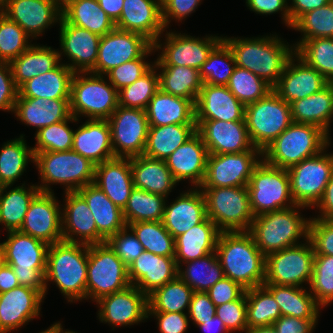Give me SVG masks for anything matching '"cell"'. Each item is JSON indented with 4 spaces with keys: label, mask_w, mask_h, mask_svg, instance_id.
Masks as SVG:
<instances>
[{
    "label": "cell",
    "mask_w": 333,
    "mask_h": 333,
    "mask_svg": "<svg viewBox=\"0 0 333 333\" xmlns=\"http://www.w3.org/2000/svg\"><path fill=\"white\" fill-rule=\"evenodd\" d=\"M243 333H276L273 326L247 328Z\"/></svg>",
    "instance_id": "77"
},
{
    "label": "cell",
    "mask_w": 333,
    "mask_h": 333,
    "mask_svg": "<svg viewBox=\"0 0 333 333\" xmlns=\"http://www.w3.org/2000/svg\"><path fill=\"white\" fill-rule=\"evenodd\" d=\"M309 290L316 303L326 308L333 303V256L315 254Z\"/></svg>",
    "instance_id": "59"
},
{
    "label": "cell",
    "mask_w": 333,
    "mask_h": 333,
    "mask_svg": "<svg viewBox=\"0 0 333 333\" xmlns=\"http://www.w3.org/2000/svg\"><path fill=\"white\" fill-rule=\"evenodd\" d=\"M168 203V204H167ZM207 218L206 200L200 188L182 191L172 202L166 200L162 223L174 239Z\"/></svg>",
    "instance_id": "26"
},
{
    "label": "cell",
    "mask_w": 333,
    "mask_h": 333,
    "mask_svg": "<svg viewBox=\"0 0 333 333\" xmlns=\"http://www.w3.org/2000/svg\"><path fill=\"white\" fill-rule=\"evenodd\" d=\"M197 327L200 328V330H202L204 333H214L215 331L218 333H229L225 328L222 320L219 319L216 315L212 317V319H208Z\"/></svg>",
    "instance_id": "76"
},
{
    "label": "cell",
    "mask_w": 333,
    "mask_h": 333,
    "mask_svg": "<svg viewBox=\"0 0 333 333\" xmlns=\"http://www.w3.org/2000/svg\"><path fill=\"white\" fill-rule=\"evenodd\" d=\"M159 75V88L171 95L196 103L203 82L199 70L176 65H154Z\"/></svg>",
    "instance_id": "45"
},
{
    "label": "cell",
    "mask_w": 333,
    "mask_h": 333,
    "mask_svg": "<svg viewBox=\"0 0 333 333\" xmlns=\"http://www.w3.org/2000/svg\"><path fill=\"white\" fill-rule=\"evenodd\" d=\"M61 206L54 192H39L31 201L19 231L48 245L62 241Z\"/></svg>",
    "instance_id": "20"
},
{
    "label": "cell",
    "mask_w": 333,
    "mask_h": 333,
    "mask_svg": "<svg viewBox=\"0 0 333 333\" xmlns=\"http://www.w3.org/2000/svg\"><path fill=\"white\" fill-rule=\"evenodd\" d=\"M167 198L134 188L123 209L126 225L141 221H162Z\"/></svg>",
    "instance_id": "51"
},
{
    "label": "cell",
    "mask_w": 333,
    "mask_h": 333,
    "mask_svg": "<svg viewBox=\"0 0 333 333\" xmlns=\"http://www.w3.org/2000/svg\"><path fill=\"white\" fill-rule=\"evenodd\" d=\"M12 187L3 186L0 190V225L6 232L20 230L31 201L40 192L36 183L26 186L23 182Z\"/></svg>",
    "instance_id": "43"
},
{
    "label": "cell",
    "mask_w": 333,
    "mask_h": 333,
    "mask_svg": "<svg viewBox=\"0 0 333 333\" xmlns=\"http://www.w3.org/2000/svg\"><path fill=\"white\" fill-rule=\"evenodd\" d=\"M149 126L196 125L195 104L188 99L156 91L146 108Z\"/></svg>",
    "instance_id": "37"
},
{
    "label": "cell",
    "mask_w": 333,
    "mask_h": 333,
    "mask_svg": "<svg viewBox=\"0 0 333 333\" xmlns=\"http://www.w3.org/2000/svg\"><path fill=\"white\" fill-rule=\"evenodd\" d=\"M61 63L58 49L51 46L33 44L10 62L15 85L19 89L25 82L47 73Z\"/></svg>",
    "instance_id": "40"
},
{
    "label": "cell",
    "mask_w": 333,
    "mask_h": 333,
    "mask_svg": "<svg viewBox=\"0 0 333 333\" xmlns=\"http://www.w3.org/2000/svg\"><path fill=\"white\" fill-rule=\"evenodd\" d=\"M128 267L144 251L133 231L126 226L106 241Z\"/></svg>",
    "instance_id": "63"
},
{
    "label": "cell",
    "mask_w": 333,
    "mask_h": 333,
    "mask_svg": "<svg viewBox=\"0 0 333 333\" xmlns=\"http://www.w3.org/2000/svg\"><path fill=\"white\" fill-rule=\"evenodd\" d=\"M79 122L73 115L64 121L39 129L35 133L34 155L40 152H60L72 149L74 130L70 123Z\"/></svg>",
    "instance_id": "55"
},
{
    "label": "cell",
    "mask_w": 333,
    "mask_h": 333,
    "mask_svg": "<svg viewBox=\"0 0 333 333\" xmlns=\"http://www.w3.org/2000/svg\"><path fill=\"white\" fill-rule=\"evenodd\" d=\"M18 94L10 63L0 62V110L13 114Z\"/></svg>",
    "instance_id": "66"
},
{
    "label": "cell",
    "mask_w": 333,
    "mask_h": 333,
    "mask_svg": "<svg viewBox=\"0 0 333 333\" xmlns=\"http://www.w3.org/2000/svg\"><path fill=\"white\" fill-rule=\"evenodd\" d=\"M178 276V266L174 257L156 255L143 251L128 266L131 285L147 296Z\"/></svg>",
    "instance_id": "28"
},
{
    "label": "cell",
    "mask_w": 333,
    "mask_h": 333,
    "mask_svg": "<svg viewBox=\"0 0 333 333\" xmlns=\"http://www.w3.org/2000/svg\"><path fill=\"white\" fill-rule=\"evenodd\" d=\"M273 295L282 316L300 319H319L321 307L307 287H296L276 284H263ZM307 289V290H306Z\"/></svg>",
    "instance_id": "44"
},
{
    "label": "cell",
    "mask_w": 333,
    "mask_h": 333,
    "mask_svg": "<svg viewBox=\"0 0 333 333\" xmlns=\"http://www.w3.org/2000/svg\"><path fill=\"white\" fill-rule=\"evenodd\" d=\"M63 192V240L86 245L97 244V227L87 202L77 191Z\"/></svg>",
    "instance_id": "31"
},
{
    "label": "cell",
    "mask_w": 333,
    "mask_h": 333,
    "mask_svg": "<svg viewBox=\"0 0 333 333\" xmlns=\"http://www.w3.org/2000/svg\"><path fill=\"white\" fill-rule=\"evenodd\" d=\"M245 107L227 86L203 83L195 103V120L245 121Z\"/></svg>",
    "instance_id": "30"
},
{
    "label": "cell",
    "mask_w": 333,
    "mask_h": 333,
    "mask_svg": "<svg viewBox=\"0 0 333 333\" xmlns=\"http://www.w3.org/2000/svg\"><path fill=\"white\" fill-rule=\"evenodd\" d=\"M314 208H316V212L319 211L318 213L320 214L315 215V217L312 216L311 218H319L322 220H333V172L326 185L323 197Z\"/></svg>",
    "instance_id": "73"
},
{
    "label": "cell",
    "mask_w": 333,
    "mask_h": 333,
    "mask_svg": "<svg viewBox=\"0 0 333 333\" xmlns=\"http://www.w3.org/2000/svg\"><path fill=\"white\" fill-rule=\"evenodd\" d=\"M97 1L101 9H103L114 22H116L120 18L124 0H97Z\"/></svg>",
    "instance_id": "75"
},
{
    "label": "cell",
    "mask_w": 333,
    "mask_h": 333,
    "mask_svg": "<svg viewBox=\"0 0 333 333\" xmlns=\"http://www.w3.org/2000/svg\"><path fill=\"white\" fill-rule=\"evenodd\" d=\"M209 154H234L260 150L250 141L246 121L195 120Z\"/></svg>",
    "instance_id": "23"
},
{
    "label": "cell",
    "mask_w": 333,
    "mask_h": 333,
    "mask_svg": "<svg viewBox=\"0 0 333 333\" xmlns=\"http://www.w3.org/2000/svg\"><path fill=\"white\" fill-rule=\"evenodd\" d=\"M38 333H53V324H51V326L45 329L44 331L42 330L41 332Z\"/></svg>",
    "instance_id": "80"
},
{
    "label": "cell",
    "mask_w": 333,
    "mask_h": 333,
    "mask_svg": "<svg viewBox=\"0 0 333 333\" xmlns=\"http://www.w3.org/2000/svg\"><path fill=\"white\" fill-rule=\"evenodd\" d=\"M115 28L141 34L153 44L165 32L161 0H124Z\"/></svg>",
    "instance_id": "29"
},
{
    "label": "cell",
    "mask_w": 333,
    "mask_h": 333,
    "mask_svg": "<svg viewBox=\"0 0 333 333\" xmlns=\"http://www.w3.org/2000/svg\"><path fill=\"white\" fill-rule=\"evenodd\" d=\"M152 45L141 34L114 28L101 36L96 65L90 73L105 75L125 62L140 58Z\"/></svg>",
    "instance_id": "19"
},
{
    "label": "cell",
    "mask_w": 333,
    "mask_h": 333,
    "mask_svg": "<svg viewBox=\"0 0 333 333\" xmlns=\"http://www.w3.org/2000/svg\"><path fill=\"white\" fill-rule=\"evenodd\" d=\"M199 188L206 200L207 217L220 232L250 230L254 215L246 186Z\"/></svg>",
    "instance_id": "9"
},
{
    "label": "cell",
    "mask_w": 333,
    "mask_h": 333,
    "mask_svg": "<svg viewBox=\"0 0 333 333\" xmlns=\"http://www.w3.org/2000/svg\"><path fill=\"white\" fill-rule=\"evenodd\" d=\"M97 304V318L101 323L116 327H129L148 320V296L134 285L101 297Z\"/></svg>",
    "instance_id": "18"
},
{
    "label": "cell",
    "mask_w": 333,
    "mask_h": 333,
    "mask_svg": "<svg viewBox=\"0 0 333 333\" xmlns=\"http://www.w3.org/2000/svg\"><path fill=\"white\" fill-rule=\"evenodd\" d=\"M261 150L234 154H209L206 173L199 187L247 186L253 170L262 160Z\"/></svg>",
    "instance_id": "17"
},
{
    "label": "cell",
    "mask_w": 333,
    "mask_h": 333,
    "mask_svg": "<svg viewBox=\"0 0 333 333\" xmlns=\"http://www.w3.org/2000/svg\"><path fill=\"white\" fill-rule=\"evenodd\" d=\"M88 245L59 241L49 245L45 272V297L52 282L68 303L86 300Z\"/></svg>",
    "instance_id": "3"
},
{
    "label": "cell",
    "mask_w": 333,
    "mask_h": 333,
    "mask_svg": "<svg viewBox=\"0 0 333 333\" xmlns=\"http://www.w3.org/2000/svg\"><path fill=\"white\" fill-rule=\"evenodd\" d=\"M158 89L159 75L153 65L138 80L118 91L119 105L146 110L149 101Z\"/></svg>",
    "instance_id": "56"
},
{
    "label": "cell",
    "mask_w": 333,
    "mask_h": 333,
    "mask_svg": "<svg viewBox=\"0 0 333 333\" xmlns=\"http://www.w3.org/2000/svg\"><path fill=\"white\" fill-rule=\"evenodd\" d=\"M246 289L239 283L232 281L230 278L223 277L216 282L206 293L215 306L239 299Z\"/></svg>",
    "instance_id": "67"
},
{
    "label": "cell",
    "mask_w": 333,
    "mask_h": 333,
    "mask_svg": "<svg viewBox=\"0 0 333 333\" xmlns=\"http://www.w3.org/2000/svg\"><path fill=\"white\" fill-rule=\"evenodd\" d=\"M309 240L313 244L315 254L333 256V220L311 218Z\"/></svg>",
    "instance_id": "64"
},
{
    "label": "cell",
    "mask_w": 333,
    "mask_h": 333,
    "mask_svg": "<svg viewBox=\"0 0 333 333\" xmlns=\"http://www.w3.org/2000/svg\"><path fill=\"white\" fill-rule=\"evenodd\" d=\"M178 276L194 292H206L224 277V273L216 252H214L180 264L178 266Z\"/></svg>",
    "instance_id": "48"
},
{
    "label": "cell",
    "mask_w": 333,
    "mask_h": 333,
    "mask_svg": "<svg viewBox=\"0 0 333 333\" xmlns=\"http://www.w3.org/2000/svg\"><path fill=\"white\" fill-rule=\"evenodd\" d=\"M73 151L97 165L114 158L108 120L87 119L75 130Z\"/></svg>",
    "instance_id": "33"
},
{
    "label": "cell",
    "mask_w": 333,
    "mask_h": 333,
    "mask_svg": "<svg viewBox=\"0 0 333 333\" xmlns=\"http://www.w3.org/2000/svg\"><path fill=\"white\" fill-rule=\"evenodd\" d=\"M153 53L155 50L152 45L140 58L125 62L111 69L104 76L119 91L138 80L153 66L154 62L146 61Z\"/></svg>",
    "instance_id": "61"
},
{
    "label": "cell",
    "mask_w": 333,
    "mask_h": 333,
    "mask_svg": "<svg viewBox=\"0 0 333 333\" xmlns=\"http://www.w3.org/2000/svg\"><path fill=\"white\" fill-rule=\"evenodd\" d=\"M283 39L277 33L250 38L222 37L232 51L236 66L248 69L272 88L295 54L294 44Z\"/></svg>",
    "instance_id": "1"
},
{
    "label": "cell",
    "mask_w": 333,
    "mask_h": 333,
    "mask_svg": "<svg viewBox=\"0 0 333 333\" xmlns=\"http://www.w3.org/2000/svg\"><path fill=\"white\" fill-rule=\"evenodd\" d=\"M196 132V125L170 124L149 126L143 155L166 160Z\"/></svg>",
    "instance_id": "46"
},
{
    "label": "cell",
    "mask_w": 333,
    "mask_h": 333,
    "mask_svg": "<svg viewBox=\"0 0 333 333\" xmlns=\"http://www.w3.org/2000/svg\"><path fill=\"white\" fill-rule=\"evenodd\" d=\"M63 329L64 327H62V323L60 321L53 323V333H77V331L69 329L63 330Z\"/></svg>",
    "instance_id": "78"
},
{
    "label": "cell",
    "mask_w": 333,
    "mask_h": 333,
    "mask_svg": "<svg viewBox=\"0 0 333 333\" xmlns=\"http://www.w3.org/2000/svg\"><path fill=\"white\" fill-rule=\"evenodd\" d=\"M203 0H161V17L165 29L174 20L177 23L194 13Z\"/></svg>",
    "instance_id": "65"
},
{
    "label": "cell",
    "mask_w": 333,
    "mask_h": 333,
    "mask_svg": "<svg viewBox=\"0 0 333 333\" xmlns=\"http://www.w3.org/2000/svg\"><path fill=\"white\" fill-rule=\"evenodd\" d=\"M329 82L296 54L288 61L273 91L288 104L311 96Z\"/></svg>",
    "instance_id": "25"
},
{
    "label": "cell",
    "mask_w": 333,
    "mask_h": 333,
    "mask_svg": "<svg viewBox=\"0 0 333 333\" xmlns=\"http://www.w3.org/2000/svg\"><path fill=\"white\" fill-rule=\"evenodd\" d=\"M219 234L220 231L215 223L207 217L201 223L176 237L174 239V258L177 266L204 257L209 253H214Z\"/></svg>",
    "instance_id": "38"
},
{
    "label": "cell",
    "mask_w": 333,
    "mask_h": 333,
    "mask_svg": "<svg viewBox=\"0 0 333 333\" xmlns=\"http://www.w3.org/2000/svg\"><path fill=\"white\" fill-rule=\"evenodd\" d=\"M127 226L145 251L166 257L175 256L174 237L165 229L162 221H141Z\"/></svg>",
    "instance_id": "53"
},
{
    "label": "cell",
    "mask_w": 333,
    "mask_h": 333,
    "mask_svg": "<svg viewBox=\"0 0 333 333\" xmlns=\"http://www.w3.org/2000/svg\"><path fill=\"white\" fill-rule=\"evenodd\" d=\"M245 106L264 98L273 88L256 74L236 66L226 85Z\"/></svg>",
    "instance_id": "57"
},
{
    "label": "cell",
    "mask_w": 333,
    "mask_h": 333,
    "mask_svg": "<svg viewBox=\"0 0 333 333\" xmlns=\"http://www.w3.org/2000/svg\"><path fill=\"white\" fill-rule=\"evenodd\" d=\"M108 123L115 157L132 158L143 155L149 129L146 110L119 105Z\"/></svg>",
    "instance_id": "16"
},
{
    "label": "cell",
    "mask_w": 333,
    "mask_h": 333,
    "mask_svg": "<svg viewBox=\"0 0 333 333\" xmlns=\"http://www.w3.org/2000/svg\"><path fill=\"white\" fill-rule=\"evenodd\" d=\"M305 208L309 209L295 205L254 217L249 232L265 256L309 239L311 216L305 218V215L303 216L300 212Z\"/></svg>",
    "instance_id": "4"
},
{
    "label": "cell",
    "mask_w": 333,
    "mask_h": 333,
    "mask_svg": "<svg viewBox=\"0 0 333 333\" xmlns=\"http://www.w3.org/2000/svg\"><path fill=\"white\" fill-rule=\"evenodd\" d=\"M162 36H165V39ZM222 37L216 34L195 37L165 29V35L162 34L153 43L155 52L160 53L153 65H176L200 70L209 53L222 40Z\"/></svg>",
    "instance_id": "13"
},
{
    "label": "cell",
    "mask_w": 333,
    "mask_h": 333,
    "mask_svg": "<svg viewBox=\"0 0 333 333\" xmlns=\"http://www.w3.org/2000/svg\"><path fill=\"white\" fill-rule=\"evenodd\" d=\"M215 315L222 320L229 333H243L248 328L246 291L239 299L216 306Z\"/></svg>",
    "instance_id": "62"
},
{
    "label": "cell",
    "mask_w": 333,
    "mask_h": 333,
    "mask_svg": "<svg viewBox=\"0 0 333 333\" xmlns=\"http://www.w3.org/2000/svg\"><path fill=\"white\" fill-rule=\"evenodd\" d=\"M45 297L36 289L18 286L0 294V333L19 331L40 316Z\"/></svg>",
    "instance_id": "24"
},
{
    "label": "cell",
    "mask_w": 333,
    "mask_h": 333,
    "mask_svg": "<svg viewBox=\"0 0 333 333\" xmlns=\"http://www.w3.org/2000/svg\"><path fill=\"white\" fill-rule=\"evenodd\" d=\"M62 18L69 24L104 36L115 28V22L101 9L97 0H64Z\"/></svg>",
    "instance_id": "42"
},
{
    "label": "cell",
    "mask_w": 333,
    "mask_h": 333,
    "mask_svg": "<svg viewBox=\"0 0 333 333\" xmlns=\"http://www.w3.org/2000/svg\"><path fill=\"white\" fill-rule=\"evenodd\" d=\"M315 251L308 239L266 256L265 283L304 287L310 285Z\"/></svg>",
    "instance_id": "15"
},
{
    "label": "cell",
    "mask_w": 333,
    "mask_h": 333,
    "mask_svg": "<svg viewBox=\"0 0 333 333\" xmlns=\"http://www.w3.org/2000/svg\"><path fill=\"white\" fill-rule=\"evenodd\" d=\"M33 40L6 15L0 17V62L10 63L31 45Z\"/></svg>",
    "instance_id": "60"
},
{
    "label": "cell",
    "mask_w": 333,
    "mask_h": 333,
    "mask_svg": "<svg viewBox=\"0 0 333 333\" xmlns=\"http://www.w3.org/2000/svg\"><path fill=\"white\" fill-rule=\"evenodd\" d=\"M1 242L4 262L10 265L22 286L38 290L45 297V272L49 245L18 231L7 232Z\"/></svg>",
    "instance_id": "7"
},
{
    "label": "cell",
    "mask_w": 333,
    "mask_h": 333,
    "mask_svg": "<svg viewBox=\"0 0 333 333\" xmlns=\"http://www.w3.org/2000/svg\"><path fill=\"white\" fill-rule=\"evenodd\" d=\"M93 184L123 210L134 189L130 158L114 157L95 165Z\"/></svg>",
    "instance_id": "32"
},
{
    "label": "cell",
    "mask_w": 333,
    "mask_h": 333,
    "mask_svg": "<svg viewBox=\"0 0 333 333\" xmlns=\"http://www.w3.org/2000/svg\"><path fill=\"white\" fill-rule=\"evenodd\" d=\"M330 146L331 143L319 154L287 169L291 195L296 205L314 209L323 197L333 172V153L327 152Z\"/></svg>",
    "instance_id": "14"
},
{
    "label": "cell",
    "mask_w": 333,
    "mask_h": 333,
    "mask_svg": "<svg viewBox=\"0 0 333 333\" xmlns=\"http://www.w3.org/2000/svg\"><path fill=\"white\" fill-rule=\"evenodd\" d=\"M20 286L17 276L10 265L3 264L0 267V294Z\"/></svg>",
    "instance_id": "74"
},
{
    "label": "cell",
    "mask_w": 333,
    "mask_h": 333,
    "mask_svg": "<svg viewBox=\"0 0 333 333\" xmlns=\"http://www.w3.org/2000/svg\"><path fill=\"white\" fill-rule=\"evenodd\" d=\"M215 252L224 277L246 290L265 283L266 256L249 231L220 232Z\"/></svg>",
    "instance_id": "2"
},
{
    "label": "cell",
    "mask_w": 333,
    "mask_h": 333,
    "mask_svg": "<svg viewBox=\"0 0 333 333\" xmlns=\"http://www.w3.org/2000/svg\"><path fill=\"white\" fill-rule=\"evenodd\" d=\"M208 155V149L196 131L165 163L178 183L188 180L191 188H199L205 177Z\"/></svg>",
    "instance_id": "27"
},
{
    "label": "cell",
    "mask_w": 333,
    "mask_h": 333,
    "mask_svg": "<svg viewBox=\"0 0 333 333\" xmlns=\"http://www.w3.org/2000/svg\"><path fill=\"white\" fill-rule=\"evenodd\" d=\"M294 123L312 124L329 136L333 123V83L311 96L290 103Z\"/></svg>",
    "instance_id": "39"
},
{
    "label": "cell",
    "mask_w": 333,
    "mask_h": 333,
    "mask_svg": "<svg viewBox=\"0 0 333 333\" xmlns=\"http://www.w3.org/2000/svg\"><path fill=\"white\" fill-rule=\"evenodd\" d=\"M87 202L97 227V244L106 242L112 235L127 225L123 210L115 205L95 184H89L77 191Z\"/></svg>",
    "instance_id": "35"
},
{
    "label": "cell",
    "mask_w": 333,
    "mask_h": 333,
    "mask_svg": "<svg viewBox=\"0 0 333 333\" xmlns=\"http://www.w3.org/2000/svg\"><path fill=\"white\" fill-rule=\"evenodd\" d=\"M147 318H156L159 333H185L190 324L187 313L148 312Z\"/></svg>",
    "instance_id": "69"
},
{
    "label": "cell",
    "mask_w": 333,
    "mask_h": 333,
    "mask_svg": "<svg viewBox=\"0 0 333 333\" xmlns=\"http://www.w3.org/2000/svg\"><path fill=\"white\" fill-rule=\"evenodd\" d=\"M247 326H272L282 316L273 295L263 286L246 290Z\"/></svg>",
    "instance_id": "52"
},
{
    "label": "cell",
    "mask_w": 333,
    "mask_h": 333,
    "mask_svg": "<svg viewBox=\"0 0 333 333\" xmlns=\"http://www.w3.org/2000/svg\"><path fill=\"white\" fill-rule=\"evenodd\" d=\"M245 121L250 141L263 151L293 123L290 104L272 90L246 105Z\"/></svg>",
    "instance_id": "11"
},
{
    "label": "cell",
    "mask_w": 333,
    "mask_h": 333,
    "mask_svg": "<svg viewBox=\"0 0 333 333\" xmlns=\"http://www.w3.org/2000/svg\"><path fill=\"white\" fill-rule=\"evenodd\" d=\"M235 67L232 51L221 40L209 53L207 60L199 70L200 77L203 83L226 86Z\"/></svg>",
    "instance_id": "54"
},
{
    "label": "cell",
    "mask_w": 333,
    "mask_h": 333,
    "mask_svg": "<svg viewBox=\"0 0 333 333\" xmlns=\"http://www.w3.org/2000/svg\"><path fill=\"white\" fill-rule=\"evenodd\" d=\"M59 26L60 61L66 56L64 64L74 73L90 72L96 65L101 36L69 24L62 17Z\"/></svg>",
    "instance_id": "22"
},
{
    "label": "cell",
    "mask_w": 333,
    "mask_h": 333,
    "mask_svg": "<svg viewBox=\"0 0 333 333\" xmlns=\"http://www.w3.org/2000/svg\"><path fill=\"white\" fill-rule=\"evenodd\" d=\"M130 285L128 267L107 242L88 245L86 301L94 303Z\"/></svg>",
    "instance_id": "10"
},
{
    "label": "cell",
    "mask_w": 333,
    "mask_h": 333,
    "mask_svg": "<svg viewBox=\"0 0 333 333\" xmlns=\"http://www.w3.org/2000/svg\"><path fill=\"white\" fill-rule=\"evenodd\" d=\"M3 14L16 22L32 40H36L45 34L46 29L59 24L62 17L61 1L5 0Z\"/></svg>",
    "instance_id": "21"
},
{
    "label": "cell",
    "mask_w": 333,
    "mask_h": 333,
    "mask_svg": "<svg viewBox=\"0 0 333 333\" xmlns=\"http://www.w3.org/2000/svg\"><path fill=\"white\" fill-rule=\"evenodd\" d=\"M40 192H54L50 185H63L65 192L78 191L94 182L95 164L73 150L35 154Z\"/></svg>",
    "instance_id": "5"
},
{
    "label": "cell",
    "mask_w": 333,
    "mask_h": 333,
    "mask_svg": "<svg viewBox=\"0 0 333 333\" xmlns=\"http://www.w3.org/2000/svg\"><path fill=\"white\" fill-rule=\"evenodd\" d=\"M193 292V289L177 276L148 295V312L188 313Z\"/></svg>",
    "instance_id": "49"
},
{
    "label": "cell",
    "mask_w": 333,
    "mask_h": 333,
    "mask_svg": "<svg viewBox=\"0 0 333 333\" xmlns=\"http://www.w3.org/2000/svg\"><path fill=\"white\" fill-rule=\"evenodd\" d=\"M24 136L7 140L0 147V182L3 186H13L27 172L28 163L35 162L33 149Z\"/></svg>",
    "instance_id": "47"
},
{
    "label": "cell",
    "mask_w": 333,
    "mask_h": 333,
    "mask_svg": "<svg viewBox=\"0 0 333 333\" xmlns=\"http://www.w3.org/2000/svg\"><path fill=\"white\" fill-rule=\"evenodd\" d=\"M15 118L28 127L39 129L69 119L70 99L17 98Z\"/></svg>",
    "instance_id": "34"
},
{
    "label": "cell",
    "mask_w": 333,
    "mask_h": 333,
    "mask_svg": "<svg viewBox=\"0 0 333 333\" xmlns=\"http://www.w3.org/2000/svg\"><path fill=\"white\" fill-rule=\"evenodd\" d=\"M216 306L206 292H193L188 309L189 321L193 325H201L215 316Z\"/></svg>",
    "instance_id": "68"
},
{
    "label": "cell",
    "mask_w": 333,
    "mask_h": 333,
    "mask_svg": "<svg viewBox=\"0 0 333 333\" xmlns=\"http://www.w3.org/2000/svg\"><path fill=\"white\" fill-rule=\"evenodd\" d=\"M73 75L74 72L61 62L53 70L25 82L17 98L70 99Z\"/></svg>",
    "instance_id": "41"
},
{
    "label": "cell",
    "mask_w": 333,
    "mask_h": 333,
    "mask_svg": "<svg viewBox=\"0 0 333 333\" xmlns=\"http://www.w3.org/2000/svg\"><path fill=\"white\" fill-rule=\"evenodd\" d=\"M246 187L254 217L296 205L291 195L288 170L271 166L263 159L253 170Z\"/></svg>",
    "instance_id": "12"
},
{
    "label": "cell",
    "mask_w": 333,
    "mask_h": 333,
    "mask_svg": "<svg viewBox=\"0 0 333 333\" xmlns=\"http://www.w3.org/2000/svg\"><path fill=\"white\" fill-rule=\"evenodd\" d=\"M293 44L298 57L333 83V38L297 40Z\"/></svg>",
    "instance_id": "50"
},
{
    "label": "cell",
    "mask_w": 333,
    "mask_h": 333,
    "mask_svg": "<svg viewBox=\"0 0 333 333\" xmlns=\"http://www.w3.org/2000/svg\"><path fill=\"white\" fill-rule=\"evenodd\" d=\"M119 106L118 91L104 75L75 72L71 80L70 111L76 118L108 120Z\"/></svg>",
    "instance_id": "8"
},
{
    "label": "cell",
    "mask_w": 333,
    "mask_h": 333,
    "mask_svg": "<svg viewBox=\"0 0 333 333\" xmlns=\"http://www.w3.org/2000/svg\"><path fill=\"white\" fill-rule=\"evenodd\" d=\"M289 11L292 25L303 15L309 11L325 6L330 0H288Z\"/></svg>",
    "instance_id": "72"
},
{
    "label": "cell",
    "mask_w": 333,
    "mask_h": 333,
    "mask_svg": "<svg viewBox=\"0 0 333 333\" xmlns=\"http://www.w3.org/2000/svg\"><path fill=\"white\" fill-rule=\"evenodd\" d=\"M134 188L169 198L179 183L174 179L164 160L145 155L130 158Z\"/></svg>",
    "instance_id": "36"
},
{
    "label": "cell",
    "mask_w": 333,
    "mask_h": 333,
    "mask_svg": "<svg viewBox=\"0 0 333 333\" xmlns=\"http://www.w3.org/2000/svg\"><path fill=\"white\" fill-rule=\"evenodd\" d=\"M331 139L318 126L293 122L262 151V158L271 166L288 169L322 152Z\"/></svg>",
    "instance_id": "6"
},
{
    "label": "cell",
    "mask_w": 333,
    "mask_h": 333,
    "mask_svg": "<svg viewBox=\"0 0 333 333\" xmlns=\"http://www.w3.org/2000/svg\"><path fill=\"white\" fill-rule=\"evenodd\" d=\"M245 4L252 12L259 15L281 14V19L288 29H291V19L288 0H245Z\"/></svg>",
    "instance_id": "70"
},
{
    "label": "cell",
    "mask_w": 333,
    "mask_h": 333,
    "mask_svg": "<svg viewBox=\"0 0 333 333\" xmlns=\"http://www.w3.org/2000/svg\"><path fill=\"white\" fill-rule=\"evenodd\" d=\"M318 320L280 316L272 326L276 333H313Z\"/></svg>",
    "instance_id": "71"
},
{
    "label": "cell",
    "mask_w": 333,
    "mask_h": 333,
    "mask_svg": "<svg viewBox=\"0 0 333 333\" xmlns=\"http://www.w3.org/2000/svg\"><path fill=\"white\" fill-rule=\"evenodd\" d=\"M291 29L301 33L300 40L333 38V2L303 14Z\"/></svg>",
    "instance_id": "58"
},
{
    "label": "cell",
    "mask_w": 333,
    "mask_h": 333,
    "mask_svg": "<svg viewBox=\"0 0 333 333\" xmlns=\"http://www.w3.org/2000/svg\"><path fill=\"white\" fill-rule=\"evenodd\" d=\"M4 250L0 242V267L4 264Z\"/></svg>",
    "instance_id": "79"
}]
</instances>
